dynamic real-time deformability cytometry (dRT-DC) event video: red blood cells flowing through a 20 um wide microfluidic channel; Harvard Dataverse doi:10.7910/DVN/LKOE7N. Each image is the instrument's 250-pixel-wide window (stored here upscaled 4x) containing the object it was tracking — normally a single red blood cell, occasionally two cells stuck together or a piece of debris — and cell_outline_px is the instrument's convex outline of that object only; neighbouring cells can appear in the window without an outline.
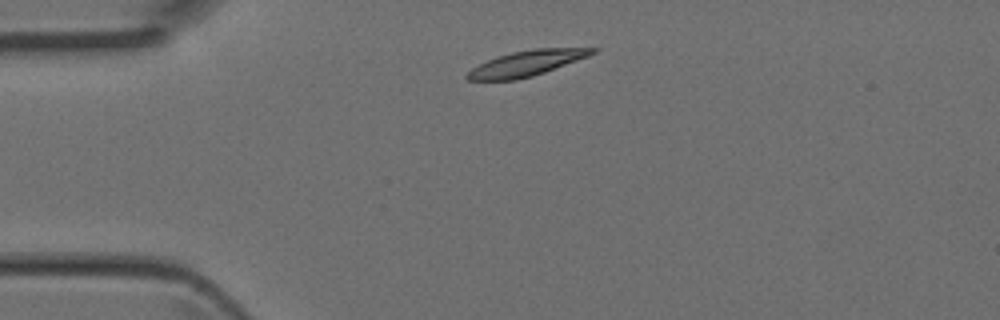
{"species": "Egyptian fruit bat (a non-hibernating species)", "species_latin": "Rousettus aegyptiacus", "temperature_condition": "room temperature", "stored_images_in_passage": 3, "camera_frame_rate_fps": 3000, "um_per_image_px": 0.085, "animal": {"sex": "female"}, "frame": {"image": 1, "passage_image": 3, "time_ms": 0.667, "image_size_px": [1000, 320], "cell_outline_px": [[600, 48], [596, 52], [588, 56], [544, 72], [532, 76], [516, 80], [468, 80], [464, 76], [472, 68], [488, 60], [512, 52], [532, 48]], "centroid_in_image_um": [44.75, 5.38], "position_along_channel_um": 40.2, "area_um2": 18.26}}